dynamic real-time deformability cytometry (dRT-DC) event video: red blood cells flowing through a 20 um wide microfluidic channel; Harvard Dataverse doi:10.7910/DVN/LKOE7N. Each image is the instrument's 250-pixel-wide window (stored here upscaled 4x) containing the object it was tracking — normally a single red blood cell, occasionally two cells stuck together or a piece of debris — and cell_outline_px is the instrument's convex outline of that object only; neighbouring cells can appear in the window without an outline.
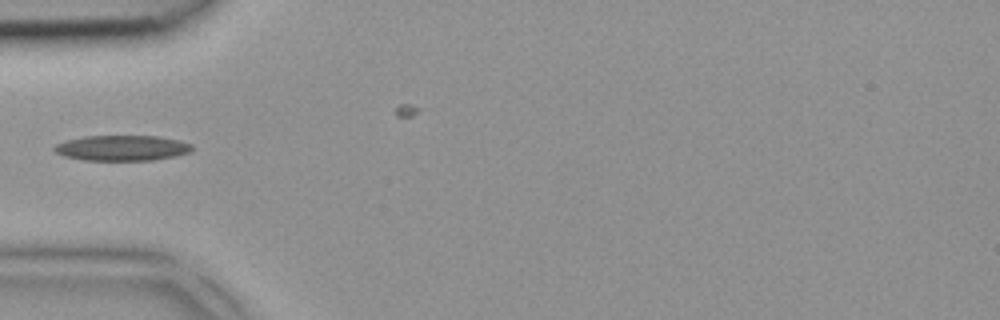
{"species": "common noctule bat (a hibernating species)", "species_latin": "Nyctalus noctula", "temperature_condition": "room temperature", "stored_images_in_passage": 4, "camera_frame_rate_fps": 3000, "um_per_image_px": 0.085, "animal": {"sex": "female", "body_mass_g": 18.4}, "frame": {"image": 1, "passage_image": 3, "time_ms": 0.667, "image_size_px": [1000, 320], "cell_outline_px": [[192, 152], [176, 156], [152, 160], [84, 160], [64, 156], [56, 152], [52, 148], [56, 144], [68, 140], [84, 136], [156, 136], [180, 140], [192, 144]], "centroid_in_image_um": [10.4, 12.58], "position_along_channel_um": 74.6, "area_um2": 20.4}}